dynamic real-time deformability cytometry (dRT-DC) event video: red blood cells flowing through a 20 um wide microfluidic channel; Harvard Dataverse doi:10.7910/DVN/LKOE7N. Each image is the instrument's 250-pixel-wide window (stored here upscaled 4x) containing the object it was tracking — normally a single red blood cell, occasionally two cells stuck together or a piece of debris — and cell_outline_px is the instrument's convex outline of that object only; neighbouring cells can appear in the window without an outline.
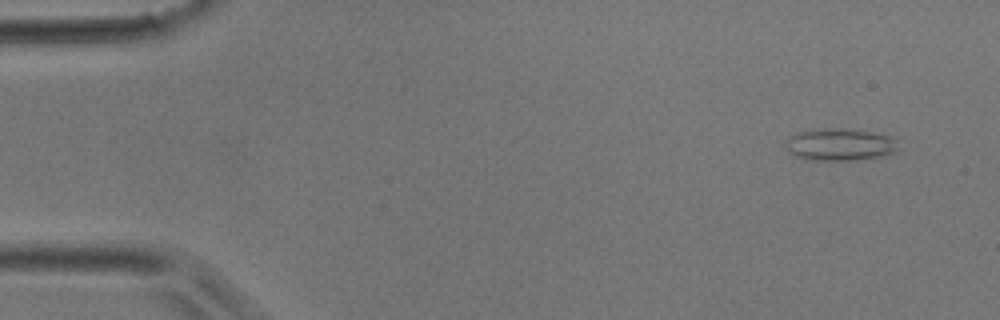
{"species": "common noctule bat (a hibernating species)", "species_latin": "Nyctalus noctula", "temperature_condition": "room temperature", "stored_images_in_passage": 40, "camera_frame_rate_fps": 3000, "um_per_image_px": 0.085, "animal": {"sex": "male", "body_mass_g": 17.9}, "frame": {"image": 1, "passage_image": 3, "time_ms": 0.667, "image_size_px": [1000, 320], "cell_outline_px": [[896, 152], [884, 156], [856, 160], [804, 160], [792, 156], [788, 152], [784, 140], [800, 132], [824, 128], [840, 128], [872, 132], [892, 136], [896, 140]], "centroid_in_image_um": [71.37, 12.3], "position_along_channel_um": 13.6, "area_um2": 21.33}}
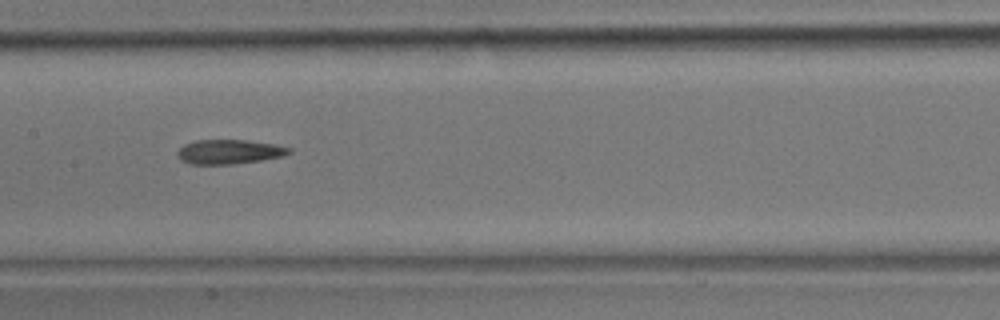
{"frame": {"image": 2, "passage_image": 20, "time_ms": 6.333, "image_size_px": [1000, 320], "cell_outline_px": [[292, 152], [280, 156], [260, 160], [228, 164], [192, 164], [180, 160], [176, 156], [176, 152], [184, 144], [196, 140], [244, 140], [272, 144], [292, 148]], "centroid_in_image_um": [19.42, 12.89], "position_along_channel_um": 188.0, "area_um2": 15.66}}
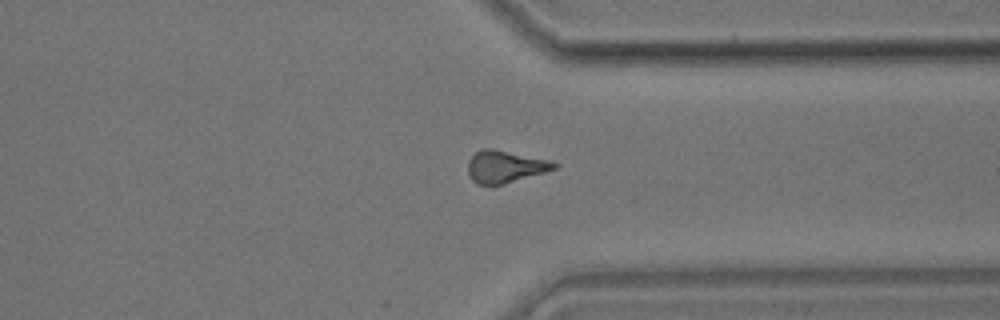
{"frame": {"image": 3, "passage_image": 31, "time_ms": 10.0, "image_size_px": [1000, 320], "cell_outline_px": [[560, 164], [556, 168], [544, 172], [492, 188], [476, 184], [472, 180], [468, 172], [468, 160], [480, 148], [492, 148], [552, 160]], "centroid_in_image_um": [42.92, 14.19], "position_along_channel_um": 368.5, "area_um2": 16.7}}